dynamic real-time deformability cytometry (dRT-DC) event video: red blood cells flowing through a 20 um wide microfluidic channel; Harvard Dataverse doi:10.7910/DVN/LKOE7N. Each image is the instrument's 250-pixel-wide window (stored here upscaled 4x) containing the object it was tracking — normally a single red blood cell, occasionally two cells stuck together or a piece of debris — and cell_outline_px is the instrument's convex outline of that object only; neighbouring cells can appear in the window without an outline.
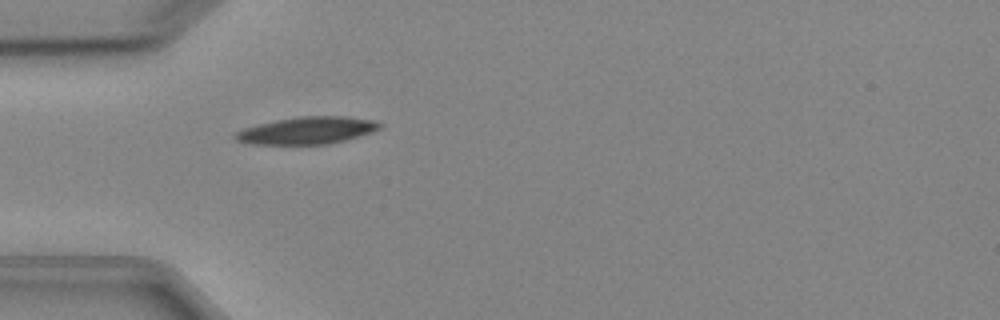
{"species": "Egyptian fruit bat (a non-hibernating species)", "species_latin": "Rousettus aegyptiacus", "temperature_condition": "cold", "stored_images_in_passage": 1, "camera_frame_rate_fps": 3000, "um_per_image_px": 0.085, "animal": {"sex": "female"}, "frame": {"image": 1, "passage_image": 1, "time_ms": 0.0, "image_size_px": [1000, 320], "cell_outline_px": [[384, 124], [380, 128], [372, 132], [344, 140], [328, 144], [248, 144], [236, 140], [232, 136], [236, 132], [244, 128], [276, 120], [300, 116], [348, 116], [376, 120]], "centroid_in_image_um": [26.13, 11.08], "position_along_channel_um": 58.9, "area_um2": 22.95}}